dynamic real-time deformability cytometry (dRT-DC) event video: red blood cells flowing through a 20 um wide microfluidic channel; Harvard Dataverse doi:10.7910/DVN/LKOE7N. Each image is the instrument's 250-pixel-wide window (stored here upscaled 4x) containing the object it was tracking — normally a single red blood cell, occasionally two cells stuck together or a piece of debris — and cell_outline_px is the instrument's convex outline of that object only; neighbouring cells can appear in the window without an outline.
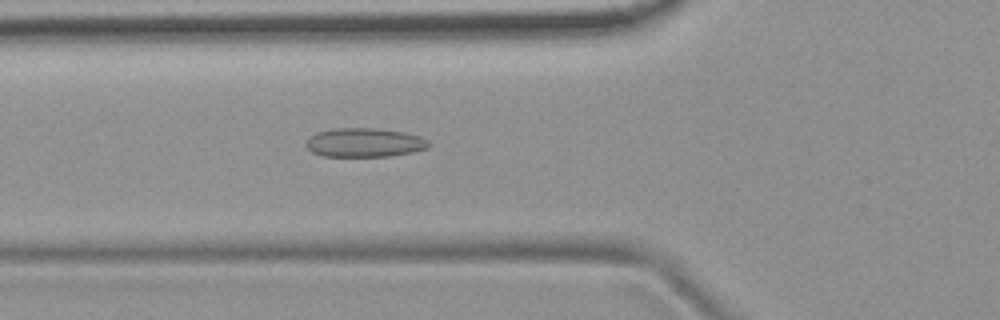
{"species": "common noctule bat (a hibernating species)", "species_latin": "Nyctalus noctula", "temperature_condition": "room temperature", "stored_images_in_passage": 41, "camera_frame_rate_fps": 3000, "um_per_image_px": 0.085, "animal": {"sex": "female", "body_mass_g": 19.9}, "frame": {"image": 1, "passage_image": 8, "time_ms": 2.333, "image_size_px": [1000, 320], "cell_outline_px": [[432, 144], [428, 148], [412, 152], [388, 156], [324, 156], [312, 152], [304, 144], [304, 140], [308, 136], [316, 132], [332, 128], [376, 128], [404, 132], [420, 136], [428, 140]], "centroid_in_image_um": [30.95, 12.11], "position_along_channel_um": 94.8, "area_um2": 20.98}}
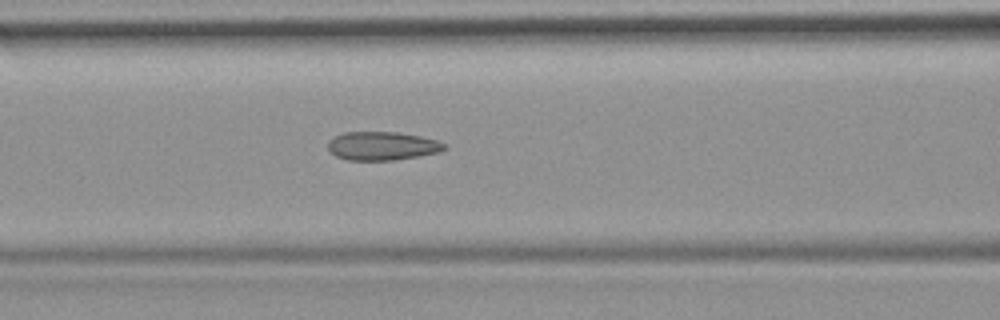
{"frame": {"image": 2, "passage_image": 11, "time_ms": 3.333, "image_size_px": [1000, 320], "cell_outline_px": [[448, 148], [440, 152], [420, 156], [392, 160], [348, 160], [336, 156], [328, 148], [328, 140], [344, 132], [396, 132], [420, 136], [436, 140], [448, 144]], "centroid_in_image_um": [32.53, 12.4], "position_along_channel_um": 134.1, "area_um2": 19.42}}
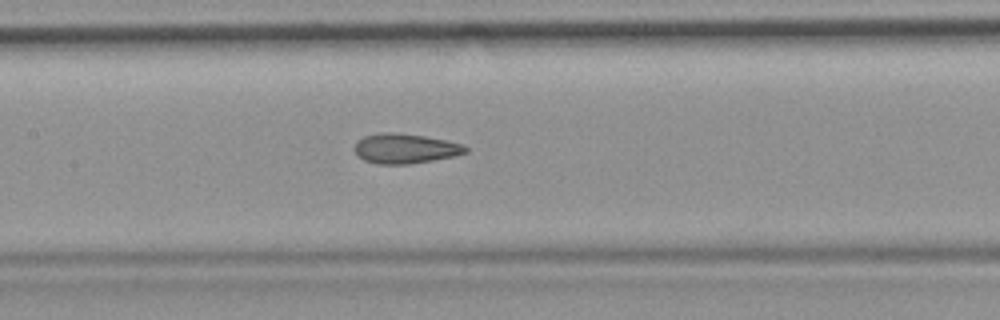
{"frame": {"image": 3, "passage_image": 14, "time_ms": 4.333, "image_size_px": [1000, 320], "cell_outline_px": [[468, 152], [456, 156], [408, 164], [376, 164], [364, 160], [356, 156], [352, 148], [356, 140], [364, 136], [380, 132], [396, 132], [424, 136], [464, 144], [468, 148]], "centroid_in_image_um": [34.39, 12.62], "position_along_channel_um": 173.0, "area_um2": 19.65}, "authors_computed_cell_mechanics": {"area_um2": 19.4208, "velocity_mm_per_s": 3.891, "shape_relaxation_time_tau1_ms": null, "shape_relaxation_time_tau2_ms": 1.7847, "deformation_change_tau1": null, "deformation_change_tau2": 0.0825}}